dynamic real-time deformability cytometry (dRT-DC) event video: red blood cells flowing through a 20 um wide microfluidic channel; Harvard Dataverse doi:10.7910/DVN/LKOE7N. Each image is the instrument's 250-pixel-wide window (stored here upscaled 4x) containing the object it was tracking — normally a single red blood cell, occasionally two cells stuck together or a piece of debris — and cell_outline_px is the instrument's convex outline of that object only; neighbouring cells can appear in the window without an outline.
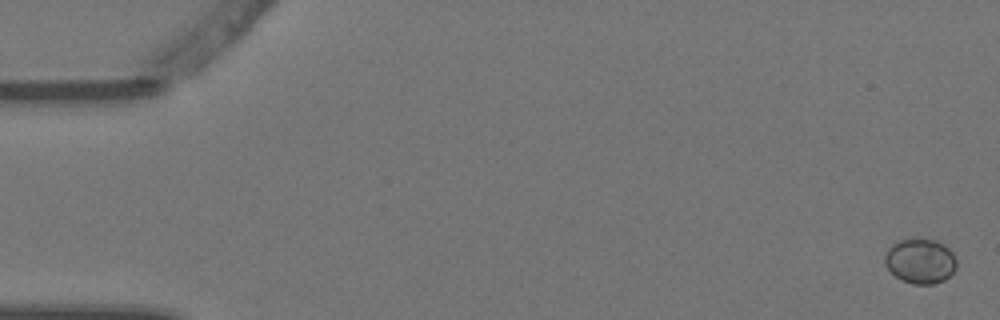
{"species": "Egyptian fruit bat (a non-hibernating species)", "species_latin": "Rousettus aegyptiacus", "temperature_condition": "warm", "stored_images_in_passage": 5, "camera_frame_rate_fps": 3000, "um_per_image_px": 0.085, "animal": {"sex": "female"}, "frame": {"image": 1, "passage_image": 1, "time_ms": 0.0, "image_size_px": [1000, 320], "cell_outline_px": [[956, 268], [944, 280], [932, 284], [912, 284], [900, 280], [884, 264], [884, 256], [888, 248], [896, 240], [912, 236], [920, 236], [936, 240], [944, 244], [956, 256]], "centroid_in_image_um": [78.2, 22.13], "position_along_channel_um": 6.8, "area_um2": 19.42}}
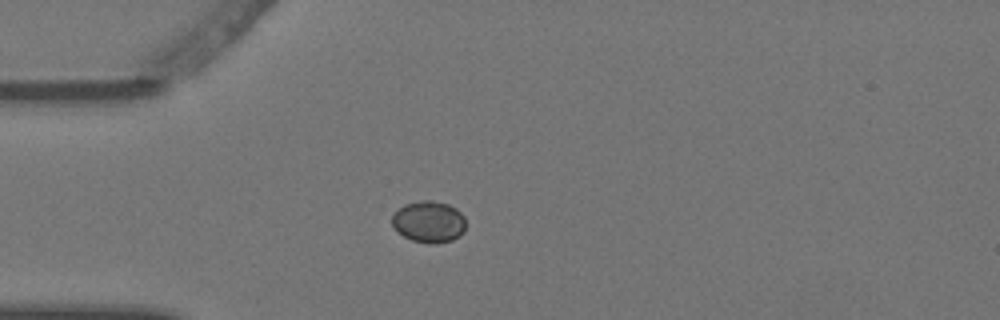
{"frame": {"image": 2, "passage_image": 5, "time_ms": 1.333, "image_size_px": [1000, 320], "cell_outline_px": [[464, 232], [452, 240], [436, 244], [428, 244], [412, 240], [396, 232], [392, 224], [392, 216], [404, 204], [424, 200], [432, 200], [448, 204], [456, 208], [464, 216]], "centroid_in_image_um": [36.44, 18.86], "position_along_channel_um": 48.6, "area_um2": 17.92}}